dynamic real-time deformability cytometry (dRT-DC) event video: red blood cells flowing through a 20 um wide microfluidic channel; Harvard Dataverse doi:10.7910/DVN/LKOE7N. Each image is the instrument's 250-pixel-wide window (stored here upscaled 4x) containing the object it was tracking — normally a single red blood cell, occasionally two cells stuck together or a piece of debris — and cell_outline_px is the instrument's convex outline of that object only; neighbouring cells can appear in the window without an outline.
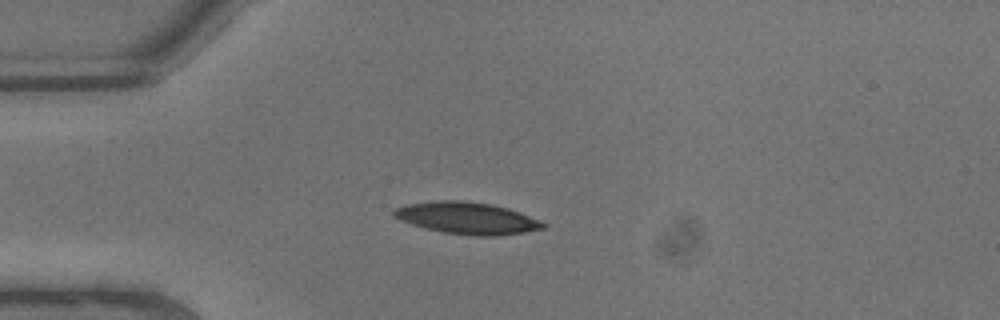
{"species": "common noctule bat (a hibernating species)", "species_latin": "Nyctalus noctula", "temperature_condition": "warm", "stored_images_in_passage": 4, "camera_frame_rate_fps": 3000, "um_per_image_px": 0.085, "animal": {"sex": "male", "body_mass_g": 13.3}, "frame": {"image": 1, "passage_image": 2, "time_ms": 0.333, "image_size_px": [1000, 320], "cell_outline_px": [[548, 224], [544, 228], [524, 232], [496, 236], [476, 236], [444, 232], [412, 224], [400, 220], [392, 212], [396, 208], [408, 204], [436, 200], [460, 200], [492, 204], [508, 208], [520, 212]], "centroid_in_image_um": [39.74, 18.53], "position_along_channel_um": 45.3, "area_um2": 27.46}}
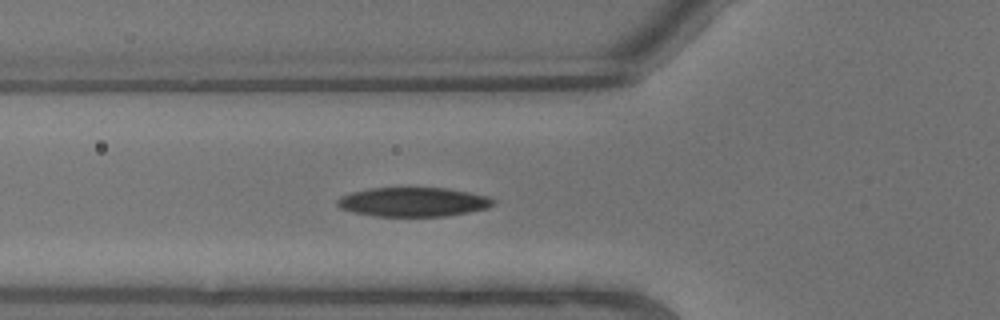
{"frame": {"image": 2, "passage_image": 4, "time_ms": 1.0, "image_size_px": [1000, 320], "cell_outline_px": [[496, 204], [488, 208], [468, 212], [444, 216], [376, 216], [352, 212], [340, 208], [336, 204], [336, 200], [340, 196], [352, 192], [368, 188], [448, 188], [488, 196], [496, 200]], "centroid_in_image_um": [35.12, 17.16], "position_along_channel_um": 90.7, "area_um2": 26.65}}